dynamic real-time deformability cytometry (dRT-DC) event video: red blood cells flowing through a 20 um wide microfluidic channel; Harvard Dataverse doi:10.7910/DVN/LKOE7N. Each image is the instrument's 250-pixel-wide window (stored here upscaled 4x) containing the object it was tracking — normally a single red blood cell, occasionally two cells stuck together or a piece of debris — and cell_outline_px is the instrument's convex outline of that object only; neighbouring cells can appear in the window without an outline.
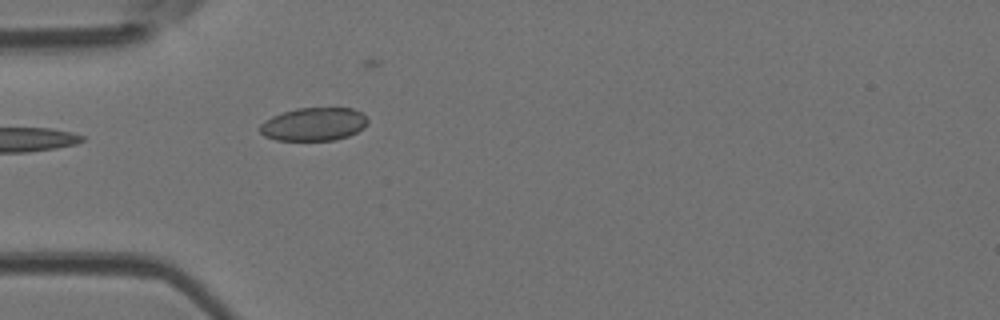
{"species": "Egyptian fruit bat (a non-hibernating species)", "species_latin": "Rousettus aegyptiacus", "temperature_condition": "room temperature", "stored_images_in_passage": 2, "camera_frame_rate_fps": 3000, "um_per_image_px": 0.085, "animal": {"sex": "female"}, "frame": {"image": 1, "passage_image": 2, "time_ms": 0.333, "image_size_px": [1000, 320], "cell_outline_px": [[368, 124], [364, 128], [348, 136], [336, 140], [276, 140], [264, 136], [260, 132], [260, 124], [264, 120], [272, 116], [296, 108], [352, 108], [360, 112], [368, 120]], "centroid_in_image_um": [26.66, 10.56], "position_along_channel_um": 58.3, "area_um2": 20.87}}